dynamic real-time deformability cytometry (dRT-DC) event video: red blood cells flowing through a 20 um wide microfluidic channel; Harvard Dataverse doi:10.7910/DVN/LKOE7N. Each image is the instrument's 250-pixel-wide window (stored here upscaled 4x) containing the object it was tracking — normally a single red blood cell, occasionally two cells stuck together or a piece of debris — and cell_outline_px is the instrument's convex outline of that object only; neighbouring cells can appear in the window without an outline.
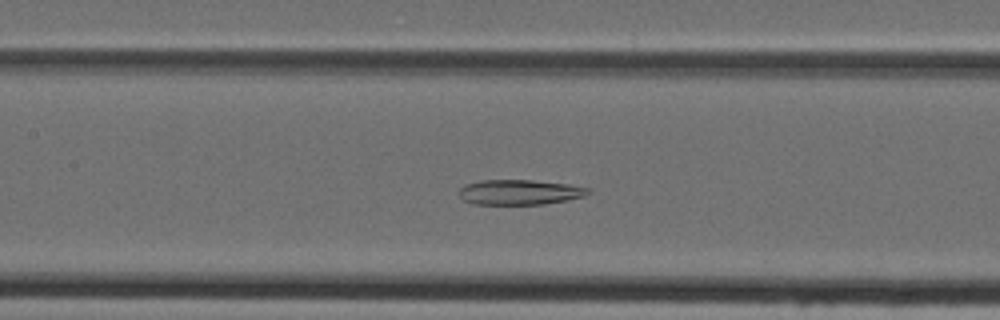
{"species": "Egyptian fruit bat (a non-hibernating species)", "species_latin": "Rousettus aegyptiacus", "temperature_condition": "cold", "stored_images_in_passage": 48, "camera_frame_rate_fps": 3000, "um_per_image_px": 0.085, "animal": {"sex": "female"}, "frame": {"image": 1, "passage_image": 21, "time_ms": 6.667, "image_size_px": [1000, 320], "cell_outline_px": [[592, 192], [584, 196], [568, 200], [544, 204], [472, 204], [464, 200], [456, 192], [464, 184], [480, 180], [532, 180], [568, 184], [592, 188]], "centroid_in_image_um": [44.17, 16.33], "position_along_channel_um": 163.2, "area_um2": 19.13}}
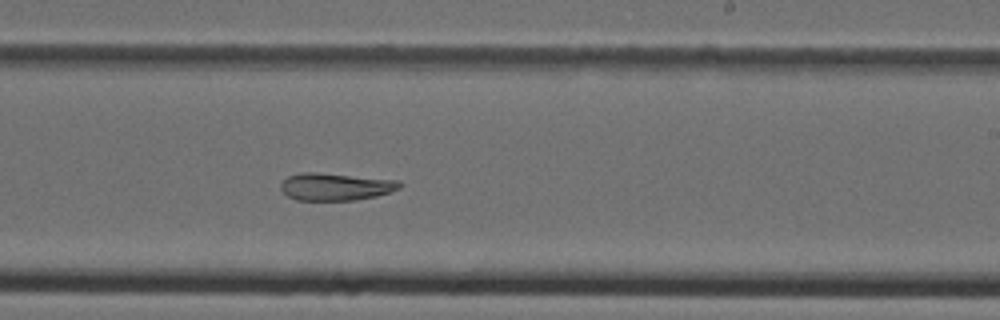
{"frame": {"image": 2, "passage_image": 28, "time_ms": 9.0, "image_size_px": [1000, 320], "cell_outline_px": [[400, 188], [376, 196], [356, 200], [296, 200], [288, 196], [280, 188], [280, 184], [288, 176], [300, 172], [316, 172], [400, 180]], "centroid_in_image_um": [28.5, 15.86], "position_along_channel_um": 260.5, "area_um2": 18.96}}
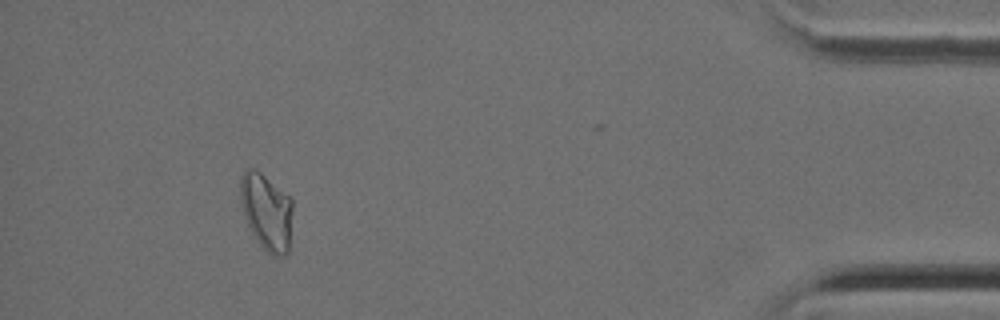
{"frame": {"image": 3, "passage_image": 43, "time_ms": 14.0, "image_size_px": [1000, 320], "cell_outline_px": [[292, 208], [288, 256], [272, 256], [260, 244], [252, 232], [244, 216], [240, 200], [240, 176], [244, 168], [252, 168], [260, 172], [288, 196], [292, 200]], "centroid_in_image_um": [22.64, 17.99], "position_along_channel_um": 412.6, "area_um2": 23.24}}